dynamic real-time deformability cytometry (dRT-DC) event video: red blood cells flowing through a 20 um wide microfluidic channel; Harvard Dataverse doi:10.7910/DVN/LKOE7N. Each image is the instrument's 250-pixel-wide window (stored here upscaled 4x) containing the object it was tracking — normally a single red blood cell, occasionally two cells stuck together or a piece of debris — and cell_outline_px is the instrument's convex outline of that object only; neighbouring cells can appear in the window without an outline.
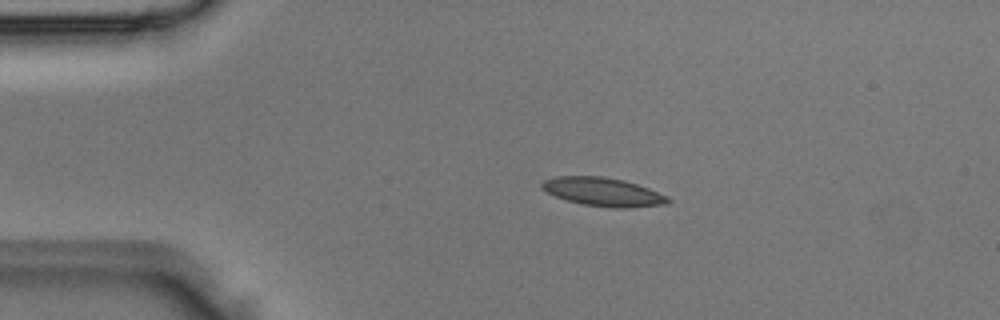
{"species": "Egyptian fruit bat (a non-hibernating species)", "species_latin": "Rousettus aegyptiacus", "temperature_condition": "room temperature", "stored_images_in_passage": 3, "camera_frame_rate_fps": 3000, "um_per_image_px": 0.085, "animal": {"sex": "male"}, "frame": {"image": 1, "passage_image": 2, "time_ms": 0.333, "image_size_px": [1000, 320], "cell_outline_px": [[672, 200], [668, 204], [628, 208], [612, 208], [584, 204], [568, 200], [556, 196], [540, 188], [540, 184], [544, 180], [556, 176], [604, 176], [624, 180], [648, 188], [668, 196]], "centroid_in_image_um": [51.29, 16.31], "position_along_channel_um": 33.7, "area_um2": 20.98}}